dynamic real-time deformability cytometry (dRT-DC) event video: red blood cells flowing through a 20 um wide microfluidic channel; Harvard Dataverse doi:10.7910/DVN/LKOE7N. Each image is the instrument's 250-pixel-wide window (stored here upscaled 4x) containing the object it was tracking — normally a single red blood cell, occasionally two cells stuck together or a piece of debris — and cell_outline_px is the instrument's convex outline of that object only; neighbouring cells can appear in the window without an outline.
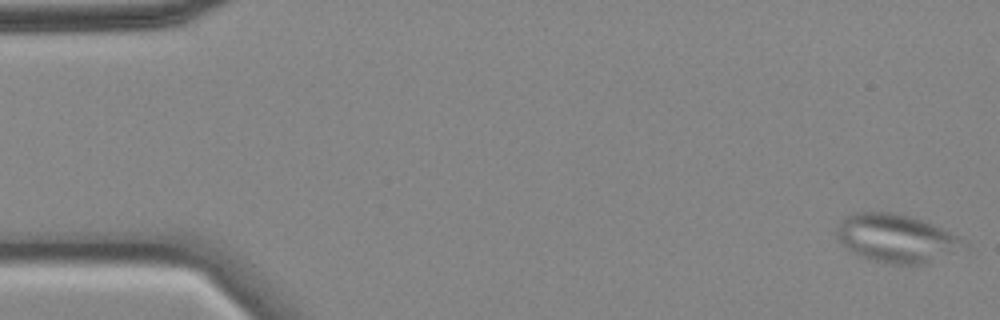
{"species": "common noctule bat (a hibernating species)", "species_latin": "Nyctalus noctula", "temperature_condition": "cold", "stored_images_in_passage": 57, "camera_frame_rate_fps": 3000, "um_per_image_px": 0.085, "animal": {"sex": "female", "body_mass_g": 18.4}, "frame": {"image": 1, "passage_image": 1, "time_ms": 0.0, "image_size_px": [1000, 320], "cell_outline_px": [[968, 252], [924, 264], [884, 264], [864, 256], [848, 248], [836, 240], [836, 228], [844, 216], [852, 212], [892, 212], [908, 216], [932, 224], [956, 236], [968, 244]], "centroid_in_image_um": [76.25, 20.28], "position_along_channel_um": 8.7, "area_um2": 36.13}}